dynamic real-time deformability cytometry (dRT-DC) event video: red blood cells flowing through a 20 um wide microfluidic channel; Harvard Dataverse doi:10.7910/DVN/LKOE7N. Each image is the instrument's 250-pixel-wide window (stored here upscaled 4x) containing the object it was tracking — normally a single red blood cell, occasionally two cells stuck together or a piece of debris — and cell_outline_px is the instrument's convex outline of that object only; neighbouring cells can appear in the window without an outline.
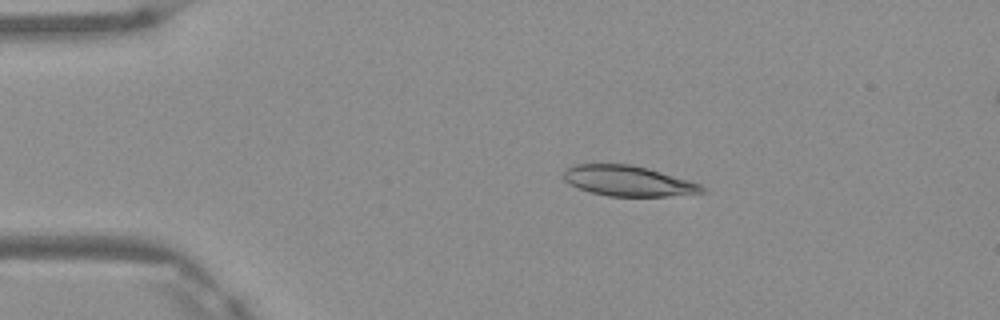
{"species": "Egyptian fruit bat (a non-hibernating species)", "species_latin": "Rousettus aegyptiacus", "temperature_condition": "warm", "stored_images_in_passage": 4, "camera_frame_rate_fps": 3000, "um_per_image_px": 0.085, "frame": {"image": 1, "passage_image": 3, "time_ms": 0.667, "image_size_px": [1000, 320], "cell_outline_px": [[708, 192], [668, 196], [608, 196], [588, 192], [564, 180], [564, 172], [568, 168], [576, 164], [632, 164], [648, 168], [688, 180], [700, 184], [708, 188]], "centroid_in_image_um": [53.44, 15.38], "position_along_channel_um": 31.6, "area_um2": 24.45}}